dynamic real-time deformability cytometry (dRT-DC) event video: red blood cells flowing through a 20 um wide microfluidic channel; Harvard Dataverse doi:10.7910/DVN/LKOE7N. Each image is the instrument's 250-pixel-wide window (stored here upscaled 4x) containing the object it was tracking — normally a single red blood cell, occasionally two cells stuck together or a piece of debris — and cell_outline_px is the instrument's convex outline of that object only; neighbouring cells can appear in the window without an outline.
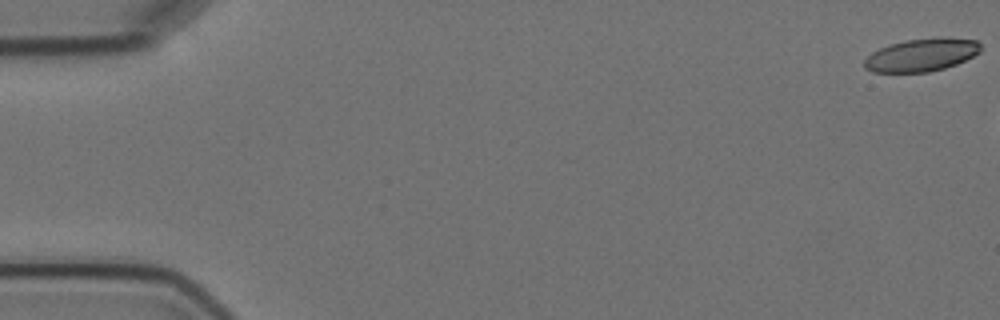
{"species": "Egyptian fruit bat (a non-hibernating species)", "species_latin": "Rousettus aegyptiacus", "temperature_condition": "cold", "stored_images_in_passage": 3, "camera_frame_rate_fps": 3000, "um_per_image_px": 0.085, "animal": {"sex": "female"}, "frame": {"image": 1, "passage_image": 1, "time_ms": 0.0, "image_size_px": [1000, 320], "cell_outline_px": [[980, 52], [956, 64], [944, 68], [928, 72], [872, 72], [864, 68], [864, 60], [872, 52], [888, 44], [908, 40], [976, 40], [980, 44]], "centroid_in_image_um": [78.24, 4.72], "position_along_channel_um": 6.8, "area_um2": 21.33}}